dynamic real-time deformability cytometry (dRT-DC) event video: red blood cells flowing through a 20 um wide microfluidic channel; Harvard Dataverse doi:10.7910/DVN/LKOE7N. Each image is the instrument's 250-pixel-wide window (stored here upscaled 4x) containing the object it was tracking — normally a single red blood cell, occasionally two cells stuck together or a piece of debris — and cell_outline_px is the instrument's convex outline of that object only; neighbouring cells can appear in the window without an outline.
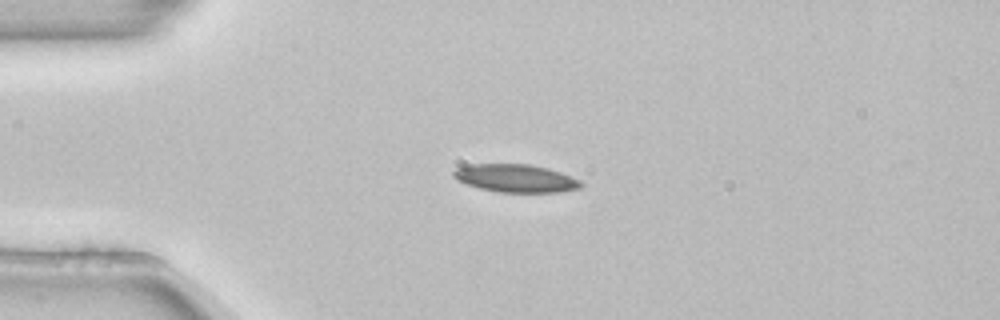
{"species": "common noctule bat (a hibernating species)", "species_latin": "Nyctalus noctula", "temperature_condition": "room temperature", "stored_images_in_passage": 4, "camera_frame_rate_fps": 3000, "um_per_image_px": 0.085, "animal": {"sex": "female", "body_mass_g": 22.7, "forearm_length_mm": 54.2}, "frame": {"image": 1, "passage_image": 2, "time_ms": 0.333, "image_size_px": [1000, 320], "cell_outline_px": [[584, 184], [580, 188], [560, 192], [496, 192], [480, 188], [456, 180], [452, 176], [452, 172], [456, 168], [472, 164], [528, 164], [548, 168], [560, 172], [580, 180]], "centroid_in_image_um": [43.83, 15.15], "position_along_channel_um": 41.2, "area_um2": 20.75}}